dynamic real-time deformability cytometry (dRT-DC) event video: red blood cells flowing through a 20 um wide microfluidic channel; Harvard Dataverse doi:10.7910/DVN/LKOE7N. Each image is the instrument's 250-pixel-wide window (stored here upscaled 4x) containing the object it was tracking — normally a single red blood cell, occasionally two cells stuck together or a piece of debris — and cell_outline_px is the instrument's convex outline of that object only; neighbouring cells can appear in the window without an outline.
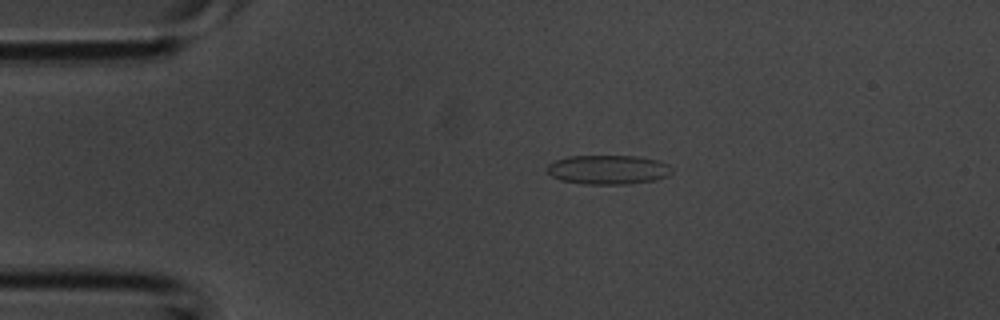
{"species": "common noctule bat (a hibernating species)", "species_latin": "Nyctalus noctula", "temperature_condition": "room temperature", "stored_images_in_passage": 4, "camera_frame_rate_fps": 3000, "um_per_image_px": 0.085, "animal": {"sex": "male", "body_mass_g": 20.1, "forearm_length_mm": 53.5}, "frame": {"image": 1, "passage_image": 4, "time_ms": 1.0, "image_size_px": [1000, 320], "cell_outline_px": [[672, 172], [656, 180], [628, 184], [584, 184], [560, 180], [552, 176], [548, 172], [548, 164], [556, 160], [568, 156], [636, 156], [660, 160], [668, 164], [672, 168]], "centroid_in_image_um": [51.7, 14.42], "position_along_channel_um": 33.3, "area_um2": 21.27}}